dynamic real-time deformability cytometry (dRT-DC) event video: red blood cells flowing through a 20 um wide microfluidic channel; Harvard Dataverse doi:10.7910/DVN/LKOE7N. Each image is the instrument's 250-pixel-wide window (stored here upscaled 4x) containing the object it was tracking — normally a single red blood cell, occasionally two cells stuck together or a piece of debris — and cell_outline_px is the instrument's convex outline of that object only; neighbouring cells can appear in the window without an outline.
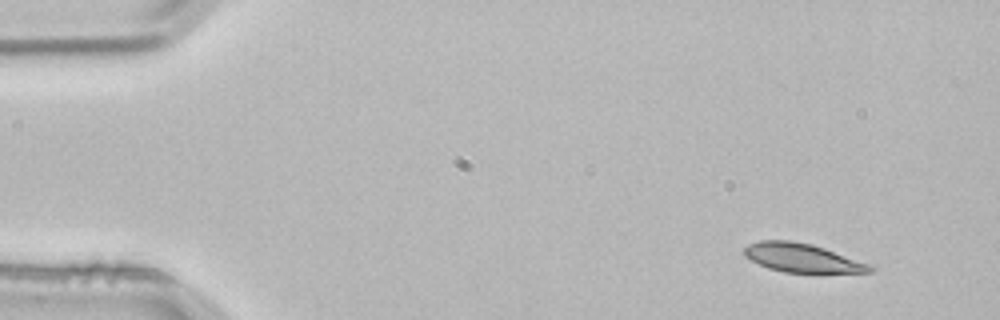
{"species": "common noctule bat (a hibernating species)", "species_latin": "Nyctalus noctula", "temperature_condition": "room temperature", "stored_images_in_passage": 3, "segment_of_instrument_passage": [2, 2], "camera_frame_rate_fps": 3000, "um_per_image_px": 0.085, "animal": {"sex": "male", "body_mass_g": 21.5, "forearm_length_mm": 52.0}, "frame": {"image": 1, "passage_image": 3, "time_ms": 0.667, "image_size_px": [1000, 320], "cell_outline_px": [[876, 268], [872, 272], [784, 272], [768, 268], [744, 256], [744, 248], [748, 244], [760, 240], [792, 240], [812, 244], [876, 264]], "centroid_in_image_um": [68.28, 21.91], "position_along_channel_um": 16.7, "area_um2": 21.39}}